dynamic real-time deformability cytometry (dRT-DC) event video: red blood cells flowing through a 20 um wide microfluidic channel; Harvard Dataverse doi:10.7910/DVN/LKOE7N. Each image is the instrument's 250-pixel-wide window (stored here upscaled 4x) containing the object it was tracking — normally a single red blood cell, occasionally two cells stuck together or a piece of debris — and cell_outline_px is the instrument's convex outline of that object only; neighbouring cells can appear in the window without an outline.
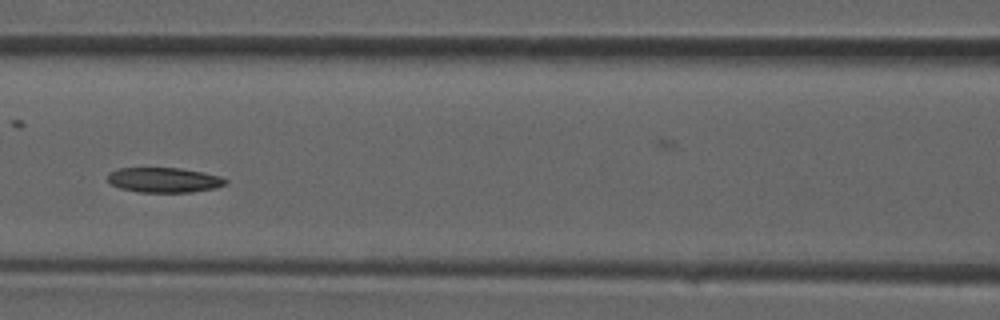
{"species": "common noctule bat (a hibernating species)", "species_latin": "Nyctalus noctula", "temperature_condition": "room temperature", "stored_images_in_passage": 27, "camera_frame_rate_fps": 3000, "um_per_image_px": 0.085, "animal": {"sex": "male", "forearm_length_mm": 52.5}, "frame": {"image": 1, "passage_image": 12, "time_ms": 3.667, "image_size_px": [1000, 320], "cell_outline_px": [[228, 184], [216, 188], [192, 192], [140, 192], [120, 188], [112, 184], [108, 180], [108, 172], [116, 168], [180, 168], [220, 176], [228, 180]], "centroid_in_image_um": [13.95, 15.3], "position_along_channel_um": 152.6, "area_um2": 17.17}}
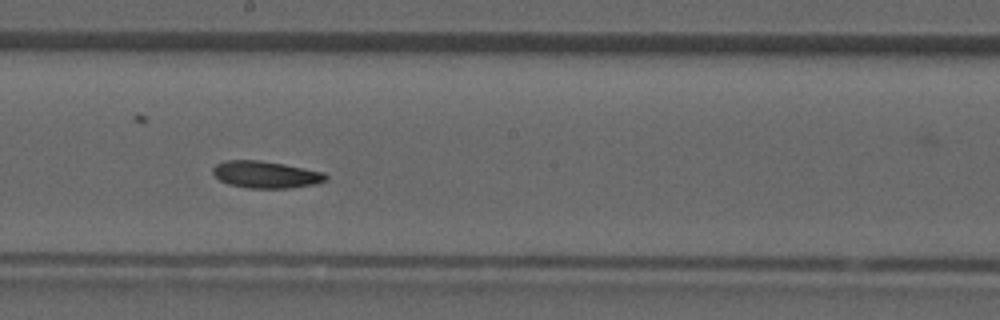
{"frame": {"image": 2, "passage_image": 16, "time_ms": 5.0, "image_size_px": [1000, 320], "cell_outline_px": [[328, 180], [316, 184], [292, 188], [248, 188], [228, 184], [220, 180], [212, 172], [212, 168], [216, 164], [224, 160], [260, 160], [284, 164], [324, 172], [328, 176]], "centroid_in_image_um": [22.61, 14.84], "position_along_channel_um": 225.6, "area_um2": 17.92}}
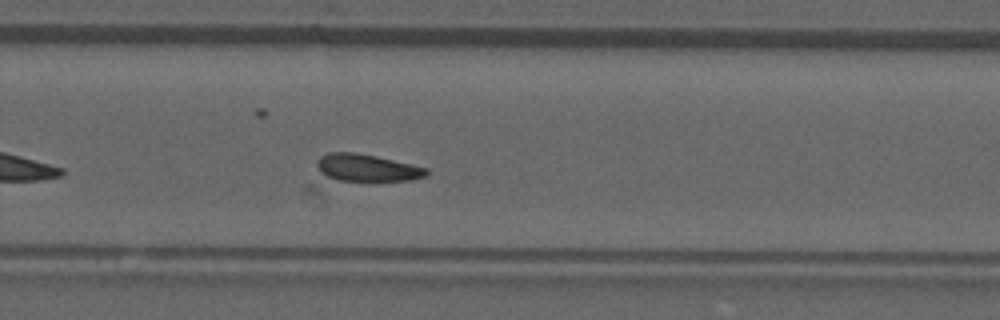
{"frame": {"image": 3, "passage_image": 20, "time_ms": 6.333, "image_size_px": [1000, 320], "cell_outline_px": [[428, 176], [412, 180], [336, 180], [320, 172], [316, 164], [316, 160], [320, 156], [328, 152], [356, 152], [376, 156], [428, 168]], "centroid_in_image_um": [31.19, 14.25], "position_along_channel_um": 298.6, "area_um2": 17.28}}